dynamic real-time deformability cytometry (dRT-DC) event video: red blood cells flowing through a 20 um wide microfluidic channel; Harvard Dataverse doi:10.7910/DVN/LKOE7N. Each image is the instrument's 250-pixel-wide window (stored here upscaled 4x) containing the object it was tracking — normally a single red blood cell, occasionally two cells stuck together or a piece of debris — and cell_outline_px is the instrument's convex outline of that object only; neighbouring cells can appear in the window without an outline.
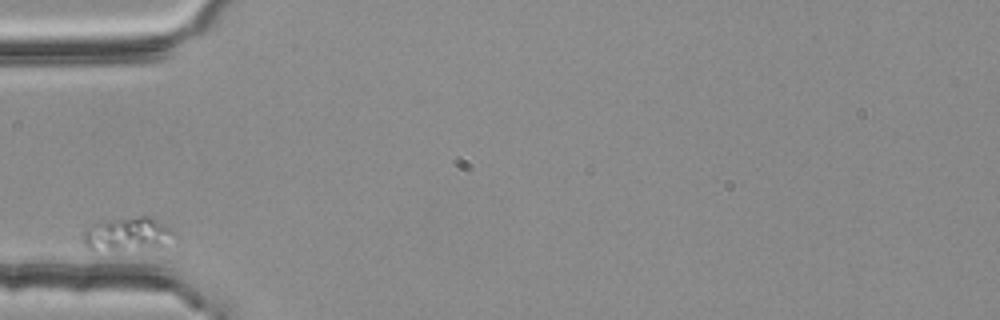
{"species": "common noctule bat (a hibernating species)", "species_latin": "Nyctalus noctula", "temperature_condition": "room temperature", "stored_images_in_passage": 5, "camera_frame_rate_fps": 3000, "um_per_image_px": 0.085, "animal": {"sex": "female", "body_mass_g": 25.1}, "frame": {"image": 1, "passage_image": 1, "time_ms": 0.0, "image_size_px": [1000, 320], "cell_outline_px": [[176, 236], [156, 244], [120, 252], [88, 252], [84, 244], [84, 232], [92, 224], [140, 216], [152, 216], [176, 232]], "centroid_in_image_um": [10.73, 19.93], "position_along_channel_um": 74.3, "area_um2": 17.57}}